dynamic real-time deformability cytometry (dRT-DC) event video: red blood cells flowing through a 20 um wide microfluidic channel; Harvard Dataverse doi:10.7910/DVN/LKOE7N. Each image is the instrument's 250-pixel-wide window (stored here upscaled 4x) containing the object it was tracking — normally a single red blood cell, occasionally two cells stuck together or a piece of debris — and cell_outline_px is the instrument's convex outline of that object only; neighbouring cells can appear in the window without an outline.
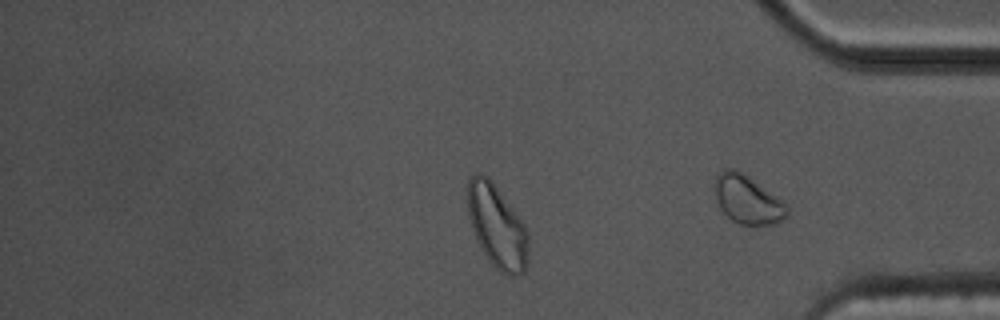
{"species": "common noctule bat (a hibernating species)", "species_latin": "Nyctalus noctula", "temperature_condition": "cold", "stored_images_in_passage": 41, "segment_of_instrument_passage": [2, 2], "camera_frame_rate_fps": 3000, "um_per_image_px": 0.085, "animal": {"sex": "male", "body_mass_g": 17.5, "forearm_length_mm": 52.3}, "frame": {"image": 1, "passage_image": 38, "time_ms": 12.333, "image_size_px": [1000, 320], "cell_outline_px": [[528, 260], [524, 272], [520, 276], [508, 276], [500, 272], [488, 260], [476, 240], [468, 216], [468, 180], [476, 172], [480, 172], [488, 176], [524, 224], [528, 232]], "centroid_in_image_um": [42.25, 19.28], "position_along_channel_um": 393.0, "area_um2": 29.48}}